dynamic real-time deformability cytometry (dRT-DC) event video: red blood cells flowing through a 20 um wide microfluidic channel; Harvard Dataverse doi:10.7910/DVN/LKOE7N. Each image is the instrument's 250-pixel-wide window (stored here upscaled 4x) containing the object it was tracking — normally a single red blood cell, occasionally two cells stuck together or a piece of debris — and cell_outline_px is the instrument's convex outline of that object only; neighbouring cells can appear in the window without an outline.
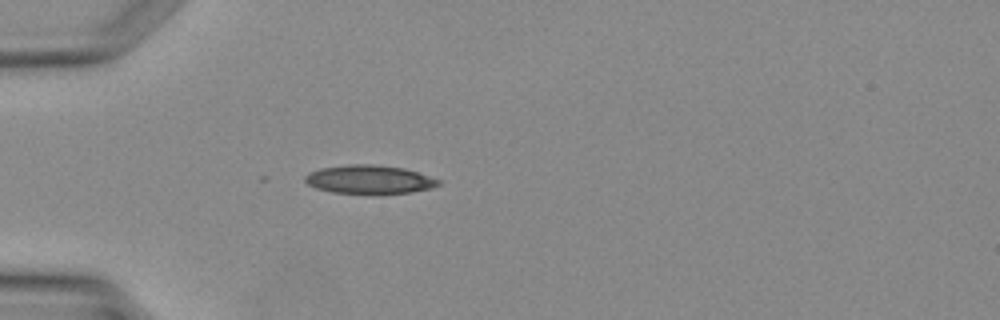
{"species": "Egyptian fruit bat (a non-hibernating species)", "species_latin": "Rousettus aegyptiacus", "temperature_condition": "warm", "stored_images_in_passage": 1, "camera_frame_rate_fps": 3000, "um_per_image_px": 0.085, "animal": {"sex": "female"}, "frame": {"image": 1, "passage_image": 1, "time_ms": 0.0, "image_size_px": [1000, 320], "cell_outline_px": [[440, 184], [432, 188], [412, 192], [380, 196], [372, 196], [332, 192], [316, 188], [308, 184], [304, 180], [304, 176], [308, 172], [320, 168], [352, 164], [368, 164], [404, 168], [440, 180]], "centroid_in_image_um": [31.38, 15.3], "position_along_channel_um": 53.6, "area_um2": 22.89}}